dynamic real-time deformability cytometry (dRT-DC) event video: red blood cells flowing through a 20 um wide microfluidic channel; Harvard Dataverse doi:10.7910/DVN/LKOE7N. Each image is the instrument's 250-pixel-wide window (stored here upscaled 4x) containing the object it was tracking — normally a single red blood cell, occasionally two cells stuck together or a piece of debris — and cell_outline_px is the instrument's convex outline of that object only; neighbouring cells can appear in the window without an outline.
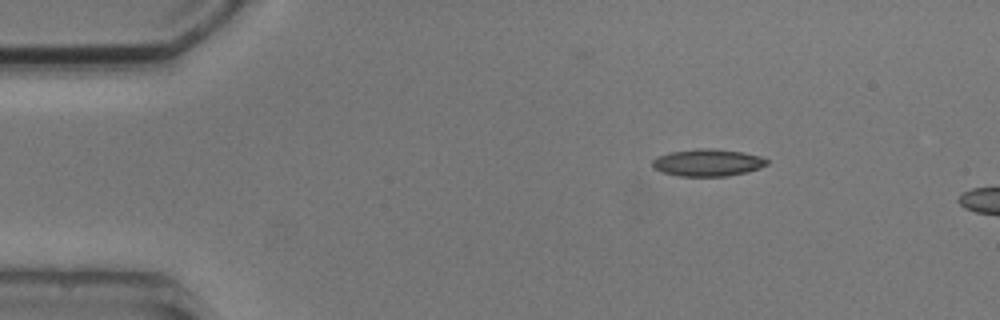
{"species": "common noctule bat (a hibernating species)", "species_latin": "Nyctalus noctula", "temperature_condition": "cold", "stored_images_in_passage": 2, "camera_frame_rate_fps": 3000, "um_per_image_px": 0.085, "animal": {"sex": "male", "body_mass_g": 20.5, "forearm_length_mm": 52.5}, "frame": {"image": 1, "passage_image": 1, "time_ms": 0.0, "image_size_px": [1000, 320], "cell_outline_px": [[768, 164], [760, 168], [748, 172], [728, 176], [680, 176], [660, 172], [652, 168], [652, 160], [656, 156], [668, 152], [700, 148], [708, 148], [744, 152], [760, 156], [768, 160]], "centroid_in_image_um": [60.12, 13.82], "position_along_channel_um": 24.9, "area_um2": 18.38}}